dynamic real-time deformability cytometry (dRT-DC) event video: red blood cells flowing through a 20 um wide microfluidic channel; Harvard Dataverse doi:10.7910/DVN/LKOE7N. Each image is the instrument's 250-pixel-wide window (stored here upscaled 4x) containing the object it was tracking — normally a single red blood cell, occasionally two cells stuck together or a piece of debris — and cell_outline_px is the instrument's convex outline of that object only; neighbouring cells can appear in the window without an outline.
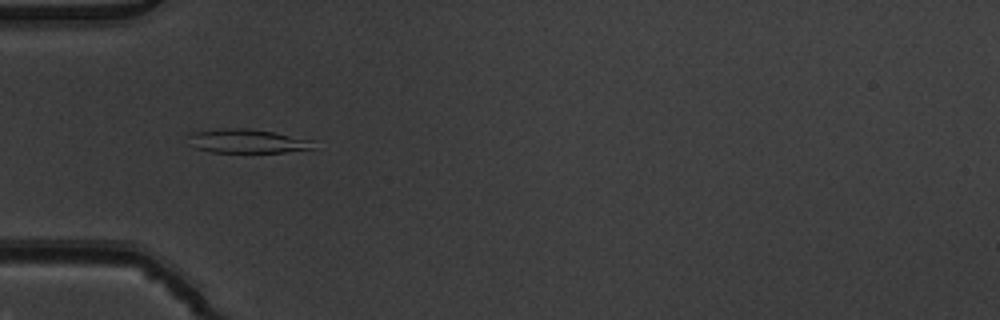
{"species": "common noctule bat (a hibernating species)", "species_latin": "Nyctalus noctula", "temperature_condition": "warm", "stored_images_in_passage": 5, "camera_frame_rate_fps": 3000, "um_per_image_px": 0.085, "animal": {"sex": "male", "body_mass_g": 19.5, "forearm_length_mm": 54.6}, "frame": {"image": 1, "passage_image": 3, "time_ms": 0.667, "image_size_px": [1000, 320], "cell_outline_px": [[312, 148], [284, 152], [212, 152], [196, 148], [188, 136], [192, 132], [220, 128], [244, 128], [272, 132], [312, 140]], "centroid_in_image_um": [20.97, 11.99], "position_along_channel_um": 64.0, "area_um2": 16.99}}
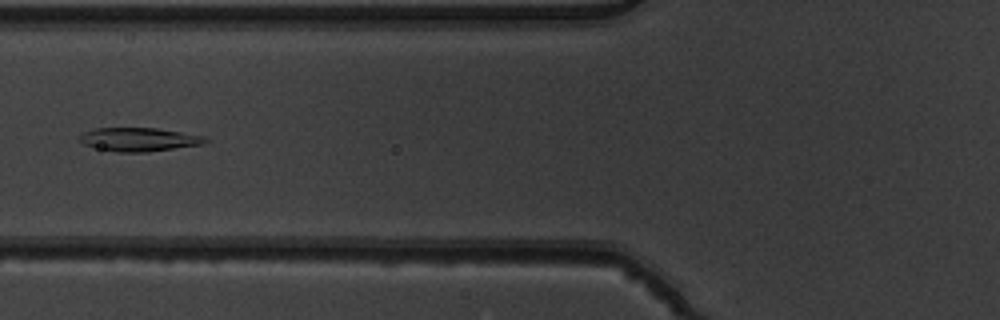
{"frame": {"image": 2, "passage_image": 4, "time_ms": 1.0, "image_size_px": [1000, 320], "cell_outline_px": [[208, 140], [204, 144], [148, 152], [116, 152], [84, 144], [80, 140], [80, 136], [84, 132], [96, 128], [156, 128], [204, 136]], "centroid_in_image_um": [11.84, 11.85], "position_along_channel_um": 114.0, "area_um2": 17.05}}